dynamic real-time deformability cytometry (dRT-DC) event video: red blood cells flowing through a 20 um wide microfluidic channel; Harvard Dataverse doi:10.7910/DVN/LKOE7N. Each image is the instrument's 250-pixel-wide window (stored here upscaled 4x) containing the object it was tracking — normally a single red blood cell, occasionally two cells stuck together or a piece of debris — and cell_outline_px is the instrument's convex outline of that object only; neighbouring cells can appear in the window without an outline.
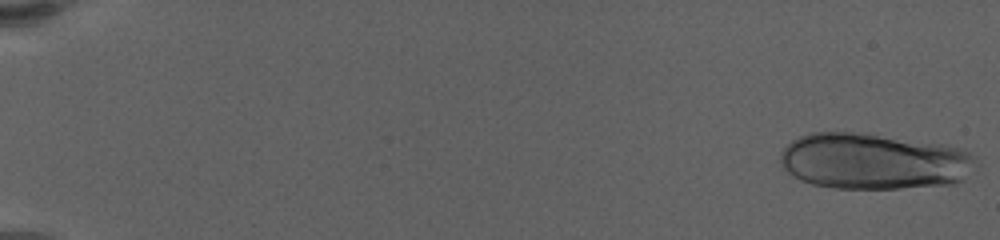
{"species": "human", "species_latin": "Homo sapiens", "temperature_condition": "warm", "stored_images_in_passage": 23, "camera_frame_rate_fps": 3000, "um_per_image_px": 0.085, "donor": {"sex": "female"}, "frame": {"image": 1, "passage_image": 1, "time_ms": 0.0, "image_size_px": [1000, 240], "cell_outline_px": [[972, 160], [964, 180], [952, 184], [896, 188], [836, 188], [812, 184], [800, 180], [788, 172], [784, 168], [780, 160], [780, 156], [784, 148], [792, 140], [800, 136], [812, 132], [852, 132], [944, 144], [960, 148], [968, 152]], "centroid_in_image_um": [74.18, 13.71], "position_along_channel_um": 10.8, "area_um2": 63.06}}
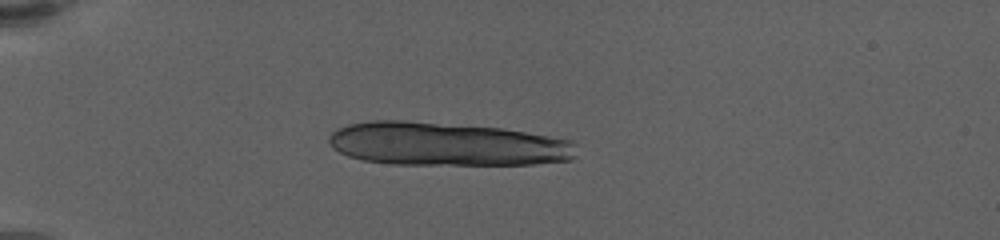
{"frame": {"image": 2, "passage_image": 17, "time_ms": 5.333, "image_size_px": [1000, 240], "cell_outline_px": [[576, 156], [572, 160], [532, 164], [392, 164], [364, 160], [348, 156], [332, 148], [328, 140], [328, 136], [332, 132], [348, 124], [372, 120], [404, 120], [500, 128], [572, 140], [576, 144]], "centroid_in_image_um": [37.96, 12.25], "position_along_channel_um": 47.0, "area_um2": 62.66}}